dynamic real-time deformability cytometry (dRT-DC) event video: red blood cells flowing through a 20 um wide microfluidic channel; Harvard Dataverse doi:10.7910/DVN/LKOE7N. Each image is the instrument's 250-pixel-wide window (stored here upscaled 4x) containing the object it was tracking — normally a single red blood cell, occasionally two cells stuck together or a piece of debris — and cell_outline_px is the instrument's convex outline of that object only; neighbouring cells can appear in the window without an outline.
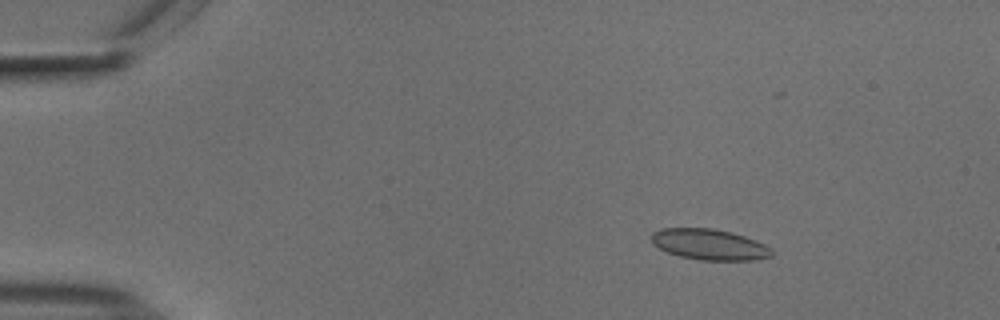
{"species": "common noctule bat (a hibernating species)", "species_latin": "Nyctalus noctula", "temperature_condition": "cold", "stored_images_in_passage": 55, "camera_frame_rate_fps": 3000, "um_per_image_px": 0.085, "animal": {"sex": "male", "body_mass_g": 18.8}, "frame": {"image": 1, "passage_image": 9, "time_ms": 2.667, "image_size_px": [1000, 320], "cell_outline_px": [[772, 256], [756, 260], [700, 260], [680, 256], [668, 252], [652, 244], [652, 232], [660, 228], [712, 228], [732, 232], [756, 240], [772, 248]], "centroid_in_image_um": [60.31, 20.77], "position_along_channel_um": 24.7, "area_um2": 21.68}}
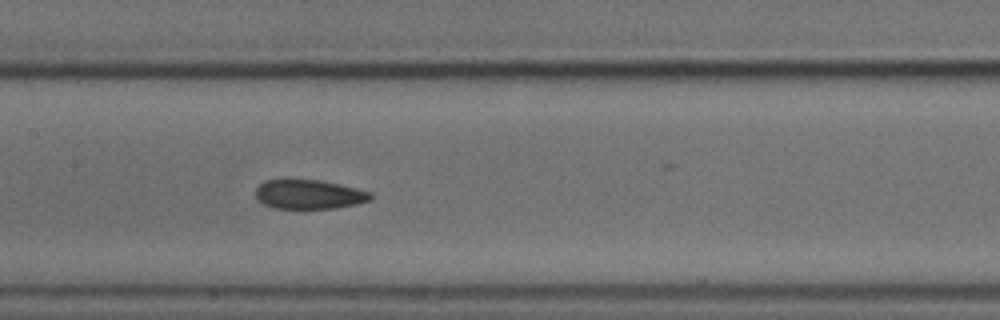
{"frame": {"image": 2, "passage_image": 28, "time_ms": 9.0, "image_size_px": [1000, 320], "cell_outline_px": [[372, 200], [356, 204], [336, 208], [272, 208], [264, 204], [256, 196], [256, 188], [264, 180], [284, 176], [320, 180], [340, 184], [372, 192]], "centroid_in_image_um": [26.23, 16.47], "position_along_channel_um": 181.2, "area_um2": 20.35}}
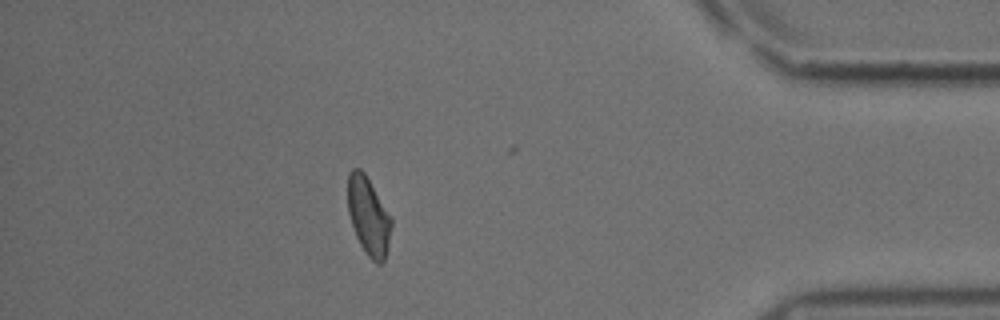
{"frame": {"image": 3, "passage_image": 49, "time_ms": 16.0, "image_size_px": [1000, 320], "cell_outline_px": [[392, 224], [388, 248], [384, 260], [380, 264], [376, 264], [368, 256], [360, 244], [356, 236], [348, 212], [348, 172], [352, 168], [360, 168], [364, 172], [392, 220]], "centroid_in_image_um": [31.31, 18.38], "position_along_channel_um": 403.9, "area_um2": 19.54}, "authors_computed_cell_mechanics": {"area_um2": 20.5768, "velocity_mm_per_s": 3.7245, "shape_relaxation_time_tau1_ms": 6.2494, "shape_relaxation_time_tau2_ms": 2.4801, "deformation_change_tau1": 0.1142, "deformation_change_tau2": 0.0711}}